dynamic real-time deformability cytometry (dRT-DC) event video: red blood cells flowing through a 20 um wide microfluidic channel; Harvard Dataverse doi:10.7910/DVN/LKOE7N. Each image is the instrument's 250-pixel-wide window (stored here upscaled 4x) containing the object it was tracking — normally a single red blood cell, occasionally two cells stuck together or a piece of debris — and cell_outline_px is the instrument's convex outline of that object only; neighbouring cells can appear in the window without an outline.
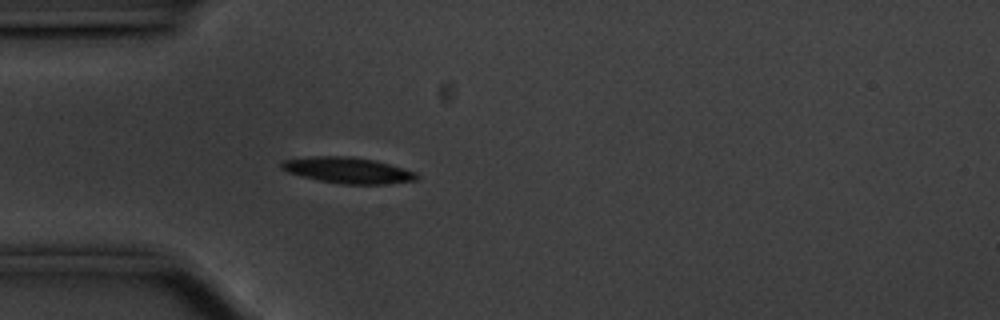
{"species": "common noctule bat (a hibernating species)", "species_latin": "Nyctalus noctula", "temperature_condition": "cold", "stored_images_in_passage": 53, "camera_frame_rate_fps": 3000, "um_per_image_px": 0.085, "animal": {"sex": "male", "body_mass_g": 20.1, "forearm_length_mm": 53.5}, "frame": {"image": 1, "passage_image": 13, "time_ms": 4.0, "image_size_px": [1000, 320], "cell_outline_px": [[420, 176], [416, 180], [384, 184], [340, 184], [320, 180], [288, 172], [280, 168], [280, 164], [284, 160], [312, 156], [352, 156], [376, 160], [404, 168], [416, 172]], "centroid_in_image_um": [29.6, 14.46], "position_along_channel_um": 55.4, "area_um2": 20.46}}
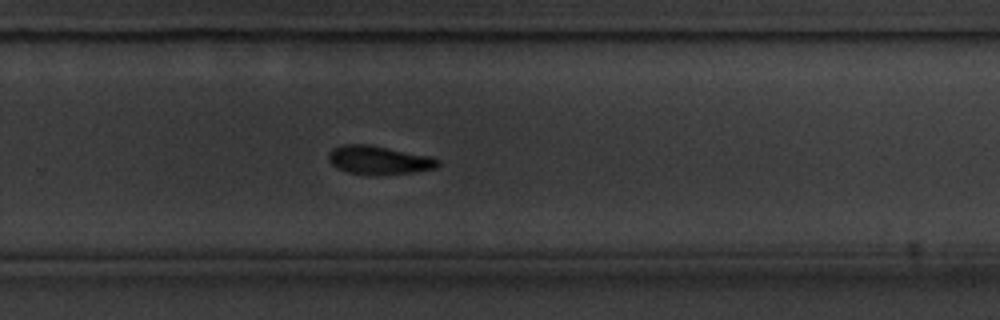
{"frame": {"image": 2, "passage_image": 34, "time_ms": 11.0, "image_size_px": [1000, 320], "cell_outline_px": [[440, 164], [436, 168], [412, 172], [376, 176], [368, 176], [348, 172], [332, 164], [328, 160], [328, 152], [332, 148], [340, 144], [368, 144], [432, 156], [440, 160]], "centroid_in_image_um": [32.2, 13.61], "position_along_channel_um": 297.6, "area_um2": 18.55}}
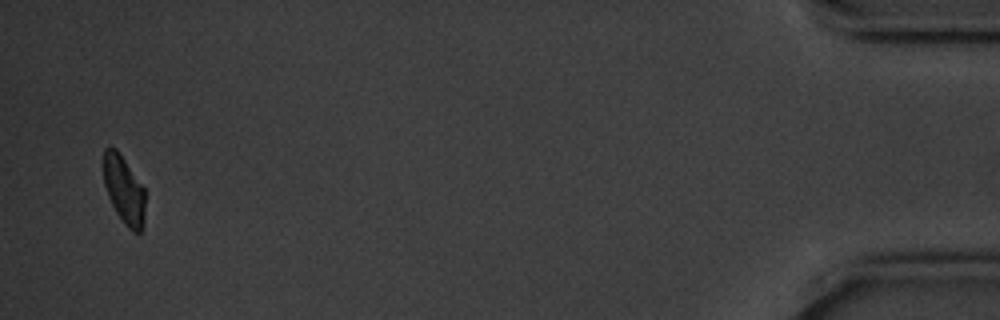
{"frame": {"image": 3, "passage_image": 52, "time_ms": 17.0, "image_size_px": [1000, 320], "cell_outline_px": [[144, 228], [140, 232], [132, 232], [124, 224], [116, 212], [108, 196], [104, 184], [104, 148], [108, 144], [116, 148], [144, 188]], "centroid_in_image_um": [10.53, 16.15], "position_along_channel_um": 424.7, "area_um2": 16.47}, "authors_computed_cell_mechanics": {"area_um2": 19.074, "velocity_mm_per_s": 3.5281, "shape_relaxation_time_tau1_ms": 2.4371, "shape_relaxation_time_tau2_ms": null, "deformation_change_tau1": 0.1274, "deformation_change_tau2": null}}